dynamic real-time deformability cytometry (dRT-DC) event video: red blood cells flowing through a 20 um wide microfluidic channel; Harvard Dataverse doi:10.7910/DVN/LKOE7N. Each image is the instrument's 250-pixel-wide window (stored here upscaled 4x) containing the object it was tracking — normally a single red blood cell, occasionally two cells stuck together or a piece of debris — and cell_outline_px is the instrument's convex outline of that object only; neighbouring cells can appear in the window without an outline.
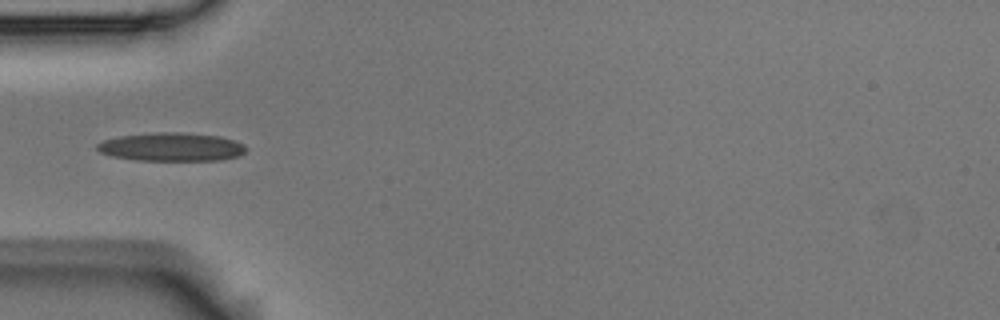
{"species": "Egyptian fruit bat (a non-hibernating species)", "species_latin": "Rousettus aegyptiacus", "temperature_condition": "room temperature", "stored_images_in_passage": 5, "camera_frame_rate_fps": 3000, "um_per_image_px": 0.085, "animal": {"sex": "male"}, "frame": {"image": 1, "passage_image": 5, "time_ms": 1.333, "image_size_px": [1000, 320], "cell_outline_px": [[248, 148], [240, 156], [220, 160], [136, 160], [112, 156], [100, 152], [96, 148], [96, 144], [104, 140], [120, 136], [152, 132], [180, 132], [220, 136], [244, 144]], "centroid_in_image_um": [14.59, 12.48], "position_along_channel_um": 70.4, "area_um2": 24.74}}